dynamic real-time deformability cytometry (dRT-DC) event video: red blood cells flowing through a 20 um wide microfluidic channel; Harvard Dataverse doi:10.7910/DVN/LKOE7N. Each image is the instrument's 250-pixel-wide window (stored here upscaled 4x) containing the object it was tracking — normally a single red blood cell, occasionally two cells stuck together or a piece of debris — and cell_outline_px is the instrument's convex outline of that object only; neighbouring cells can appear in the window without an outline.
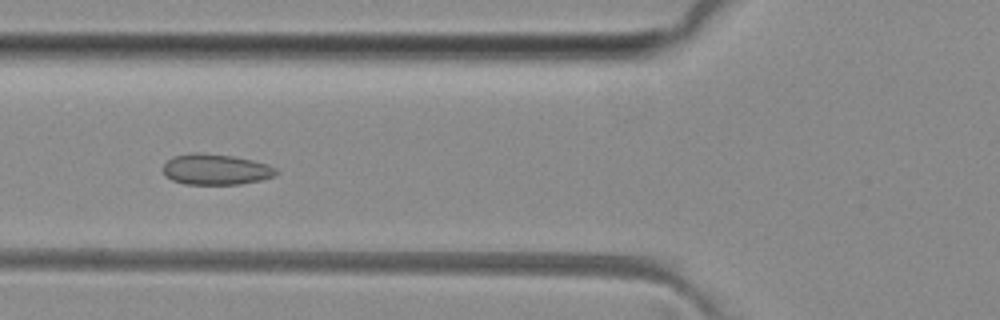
{"species": "common noctule bat (a hibernating species)", "species_latin": "Nyctalus noctula", "temperature_condition": "room temperature", "stored_images_in_passage": 51, "camera_frame_rate_fps": 3000, "um_per_image_px": 0.085, "animal": {"sex": "female", "body_mass_g": 29.2, "forearm_length_mm": 56.3}, "frame": {"image": 1, "passage_image": 18, "time_ms": 5.667, "image_size_px": [1000, 320], "cell_outline_px": [[280, 172], [276, 176], [260, 180], [240, 184], [184, 184], [172, 180], [164, 176], [164, 164], [172, 156], [196, 152], [200, 152], [232, 156], [252, 160], [268, 164], [276, 168]], "centroid_in_image_um": [18.36, 14.4], "position_along_channel_um": 107.4, "area_um2": 20.4}}
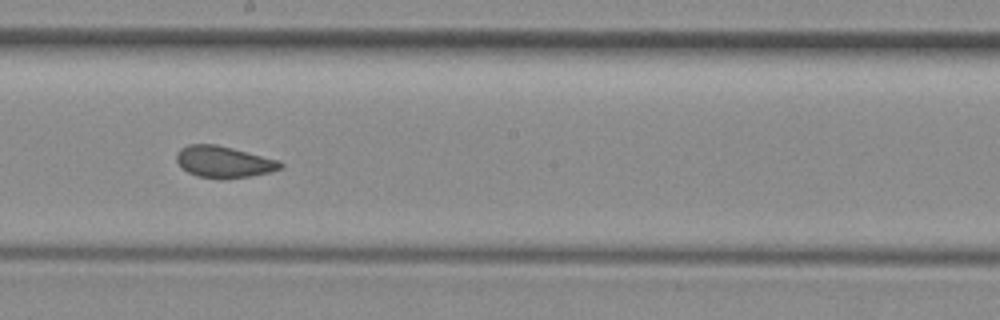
{"frame": {"image": 2, "passage_image": 27, "time_ms": 8.667, "image_size_px": [1000, 320], "cell_outline_px": [[284, 168], [252, 176], [196, 176], [180, 168], [176, 160], [176, 152], [180, 148], [188, 144], [216, 144], [280, 160], [284, 164]], "centroid_in_image_um": [19.01, 13.71], "position_along_channel_um": 229.2, "area_um2": 18.73}}
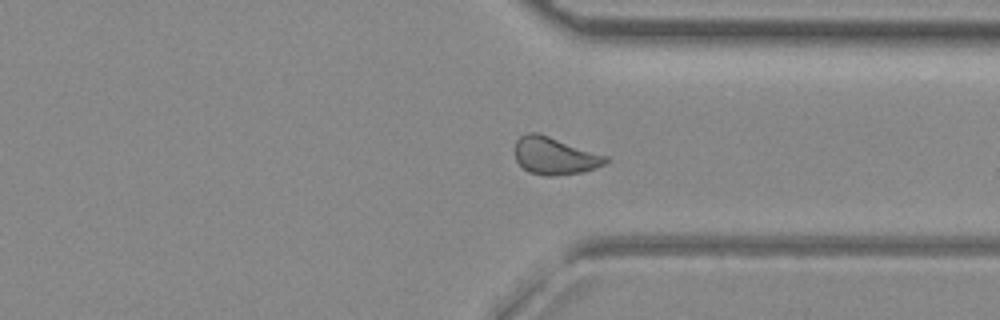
{"frame": {"image": 3, "passage_image": 37, "time_ms": 12.0, "image_size_px": [1000, 320], "cell_outline_px": [[608, 160], [604, 164], [596, 168], [584, 172], [552, 176], [544, 176], [528, 172], [516, 160], [516, 140], [520, 136], [528, 132], [536, 132], [608, 156]], "centroid_in_image_um": [47.15, 13.26], "position_along_channel_um": 364.2, "area_um2": 19.65}, "authors_computed_cell_mechanics": {"area_um2": 19.941, "velocity_mm_per_s": 4.061, "shape_relaxation_time_tau1_ms": null, "shape_relaxation_time_tau2_ms": 1.182, "deformation_change_tau1": null, "deformation_change_tau2": 0.0524}}